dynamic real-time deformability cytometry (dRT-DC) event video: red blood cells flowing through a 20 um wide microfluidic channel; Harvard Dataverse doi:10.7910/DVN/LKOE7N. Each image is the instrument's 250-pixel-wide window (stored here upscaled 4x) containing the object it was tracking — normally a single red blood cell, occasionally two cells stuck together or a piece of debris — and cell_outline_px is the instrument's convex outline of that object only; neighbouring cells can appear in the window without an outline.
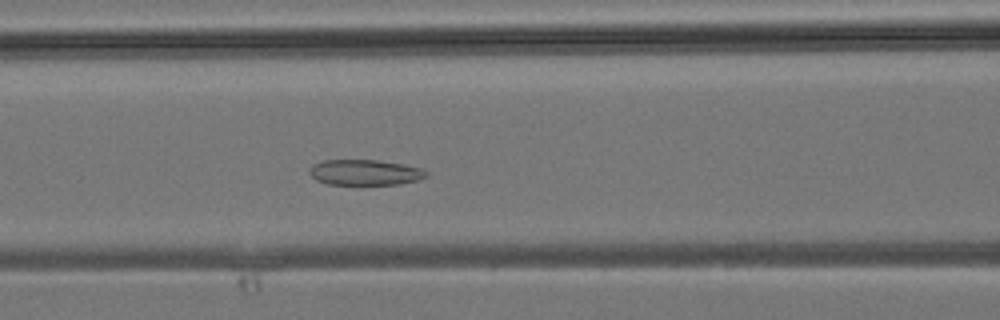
{"species": "common noctule bat (a hibernating species)", "species_latin": "Nyctalus noctula", "temperature_condition": "room temperature", "stored_images_in_passage": 38, "camera_frame_rate_fps": 3000, "um_per_image_px": 0.085, "animal": {"sex": "male", "body_mass_g": 19.2, "forearm_length_mm": 51.8}, "frame": {"image": 1, "passage_image": 15, "time_ms": 4.667, "image_size_px": [1000, 320], "cell_outline_px": [[428, 176], [416, 180], [400, 184], [328, 184], [316, 180], [308, 172], [308, 168], [312, 164], [324, 160], [376, 160], [404, 164], [424, 168], [428, 172]], "centroid_in_image_um": [31.02, 14.64], "position_along_channel_um": 135.6, "area_um2": 17.51}}
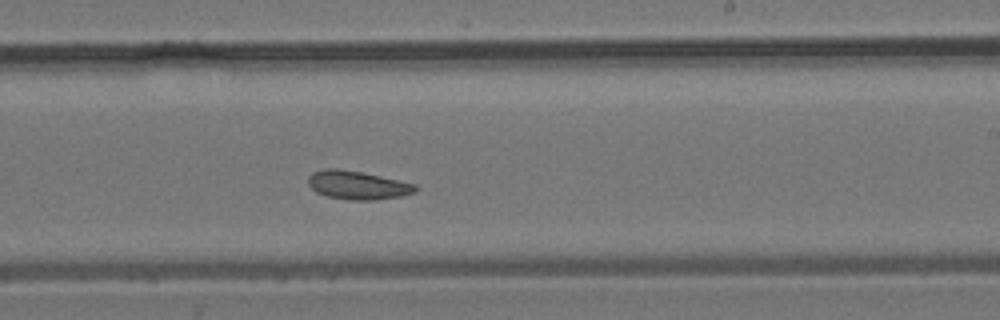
{"frame": {"image": 2, "passage_image": 22, "time_ms": 7.0, "image_size_px": [1000, 320], "cell_outline_px": [[420, 188], [416, 192], [400, 196], [376, 200], [348, 200], [328, 196], [316, 192], [308, 184], [308, 176], [312, 172], [324, 168], [340, 168], [380, 176], [416, 184]], "centroid_in_image_um": [30.39, 15.73], "position_along_channel_um": 258.6, "area_um2": 17.92}}
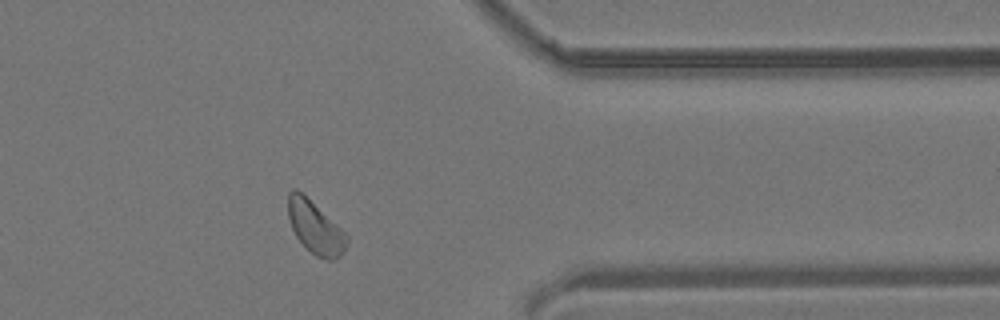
{"frame": {"image": 3, "passage_image": 30, "time_ms": 9.667, "image_size_px": [1000, 320], "cell_outline_px": [[348, 240], [340, 256], [336, 260], [328, 260], [316, 256], [296, 236], [292, 228], [288, 216], [288, 192], [292, 188], [296, 188], [340, 228], [348, 236]], "centroid_in_image_um": [26.78, 19.34], "position_along_channel_um": 384.6, "area_um2": 17.4}}